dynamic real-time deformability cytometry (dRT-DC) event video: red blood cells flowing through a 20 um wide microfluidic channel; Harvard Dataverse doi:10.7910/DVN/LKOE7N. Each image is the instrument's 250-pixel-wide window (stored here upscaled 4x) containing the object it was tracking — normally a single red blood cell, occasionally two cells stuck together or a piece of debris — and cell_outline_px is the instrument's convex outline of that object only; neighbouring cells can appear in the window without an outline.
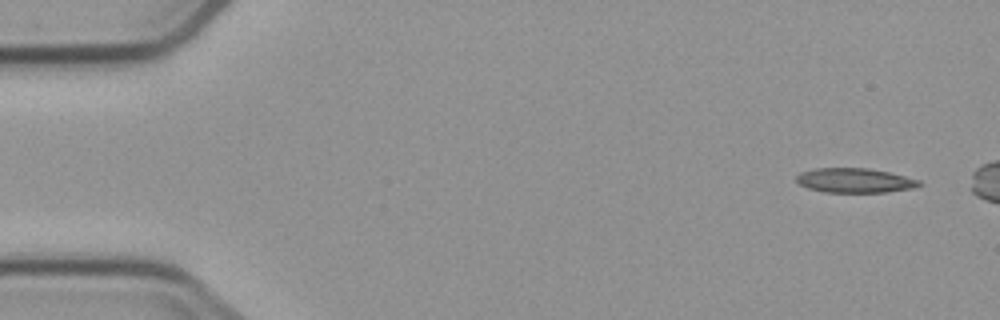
{"species": "common noctule bat (a hibernating species)", "species_latin": "Nyctalus noctula", "temperature_condition": "cold", "stored_images_in_passage": 5, "camera_frame_rate_fps": 3000, "um_per_image_px": 0.085, "animal": {"sex": "male", "body_mass_g": 23.1, "forearm_length_mm": 52.7}, "frame": {"image": 1, "passage_image": 1, "time_ms": 0.0, "image_size_px": [1000, 320], "cell_outline_px": [[924, 184], [912, 188], [884, 192], [824, 192], [808, 188], [800, 184], [796, 180], [796, 176], [800, 172], [816, 168], [868, 168], [888, 172], [920, 180]], "centroid_in_image_um": [72.64, 15.33], "position_along_channel_um": 12.4, "area_um2": 17.46}}
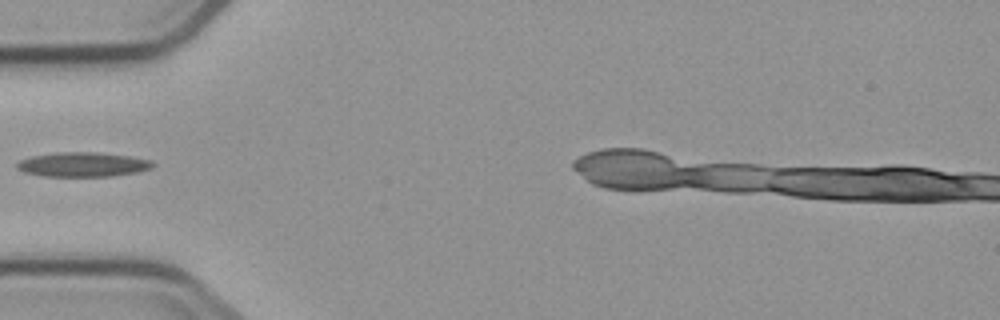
{"frame": {"image": 2, "passage_image": 4, "time_ms": 5.0, "image_size_px": [1000, 320], "cell_outline_px": [[156, 164], [152, 168], [136, 172], [112, 176], [44, 176], [24, 172], [16, 168], [16, 164], [20, 160], [32, 156], [56, 152], [96, 152], [128, 156], [152, 160]], "centroid_in_image_um": [7.04, 13.98], "position_along_channel_um": 78.0, "area_um2": 19.36}}
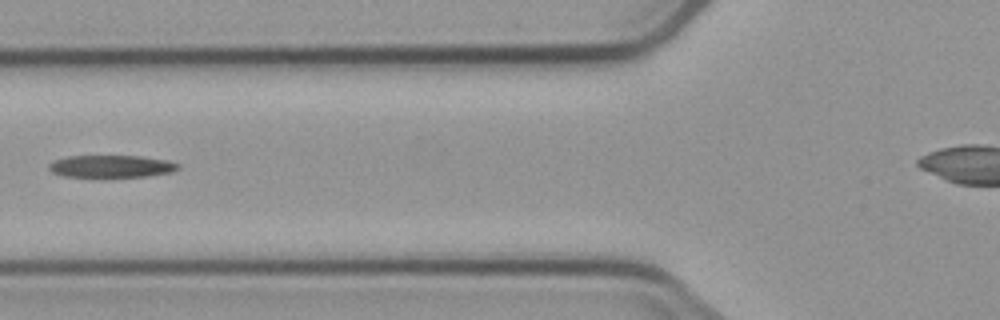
{"frame": {"image": 3, "passage_image": 5, "time_ms": 6.0, "image_size_px": [1000, 320], "cell_outline_px": [[180, 168], [172, 172], [148, 176], [100, 180], [64, 176], [52, 172], [48, 168], [48, 164], [52, 160], [68, 156], [140, 156], [168, 160], [180, 164]], "centroid_in_image_um": [9.43, 14.19], "position_along_channel_um": 116.4, "area_um2": 17.92}}